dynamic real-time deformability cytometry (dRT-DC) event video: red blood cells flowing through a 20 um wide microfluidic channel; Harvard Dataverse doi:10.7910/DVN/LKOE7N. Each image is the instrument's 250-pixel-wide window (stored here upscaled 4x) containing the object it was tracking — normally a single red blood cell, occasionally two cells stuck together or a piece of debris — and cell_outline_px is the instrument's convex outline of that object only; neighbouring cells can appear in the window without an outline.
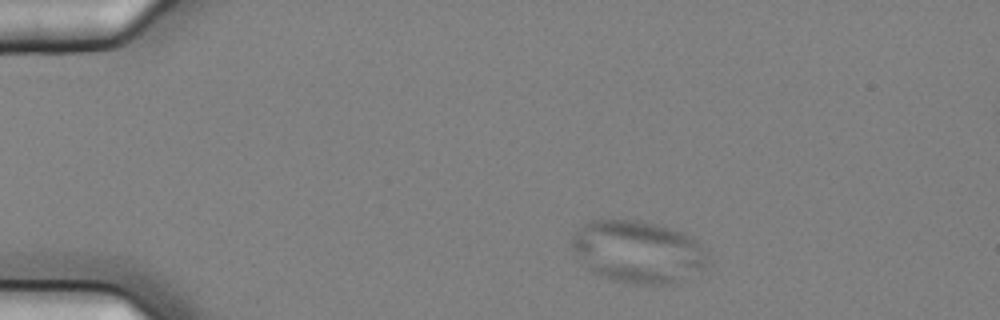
{"species": "common noctule bat (a hibernating species)", "species_latin": "Nyctalus noctula", "temperature_condition": "cold", "stored_images_in_passage": 3, "segment_of_instrument_passage": [1, 2], "camera_frame_rate_fps": 3000, "um_per_image_px": 0.085, "animal": {"sex": "female", "body_mass_g": 25.1}, "frame": {"image": 1, "passage_image": 1, "time_ms": 0.0, "image_size_px": [1000, 320], "cell_outline_px": [[708, 260], [704, 268], [676, 284], [628, 284], [600, 276], [592, 272], [568, 248], [568, 240], [588, 220], [640, 220], [656, 224], [684, 232], [696, 240], [708, 256]], "centroid_in_image_um": [54.18, 21.4], "position_along_channel_um": 30.8, "area_um2": 49.88}}